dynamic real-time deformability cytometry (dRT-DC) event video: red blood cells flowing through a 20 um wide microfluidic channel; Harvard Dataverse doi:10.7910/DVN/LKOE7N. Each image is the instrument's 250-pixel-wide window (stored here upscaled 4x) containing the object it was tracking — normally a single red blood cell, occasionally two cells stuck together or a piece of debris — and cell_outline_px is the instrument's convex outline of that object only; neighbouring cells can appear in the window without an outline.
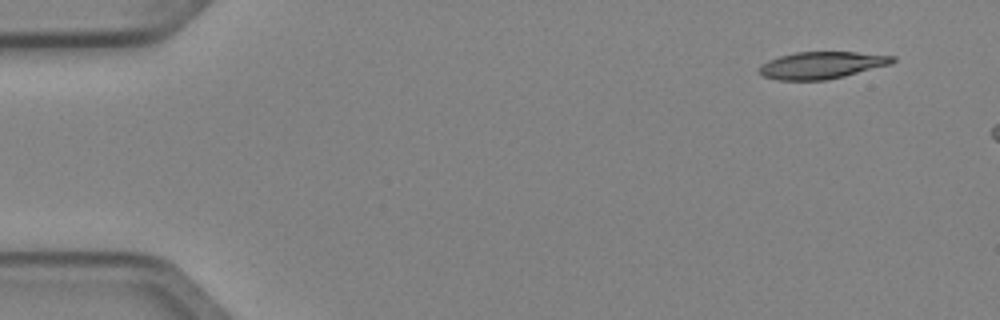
{"species": "Egyptian fruit bat (a non-hibernating species)", "species_latin": "Rousettus aegyptiacus", "temperature_condition": "cold", "stored_images_in_passage": 3, "camera_frame_rate_fps": 3000, "um_per_image_px": 0.085, "animal": {"sex": "female"}, "frame": {"image": 1, "passage_image": 1, "time_ms": 0.0, "image_size_px": [1000, 320], "cell_outline_px": [[896, 60], [892, 64], [828, 80], [776, 80], [764, 76], [756, 72], [756, 68], [760, 64], [768, 60], [780, 56], [796, 52], [856, 52], [896, 56]], "centroid_in_image_um": [69.81, 5.54], "position_along_channel_um": 15.2, "area_um2": 21.27}}